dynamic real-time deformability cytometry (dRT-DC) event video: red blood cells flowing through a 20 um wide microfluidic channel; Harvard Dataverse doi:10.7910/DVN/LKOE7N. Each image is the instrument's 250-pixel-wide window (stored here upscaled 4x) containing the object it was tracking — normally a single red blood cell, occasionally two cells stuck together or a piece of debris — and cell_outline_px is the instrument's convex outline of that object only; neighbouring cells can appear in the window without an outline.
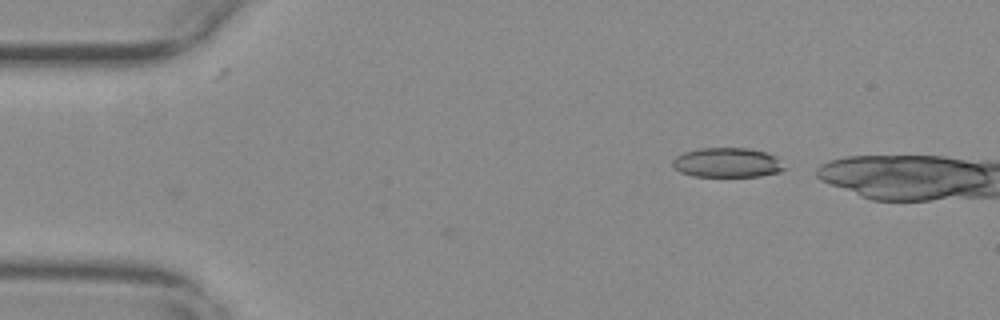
{"species": "common noctule bat (a hibernating species)", "species_latin": "Nyctalus noctula", "temperature_condition": "warm", "stored_images_in_passage": 5, "camera_frame_rate_fps": 3000, "um_per_image_px": 0.085, "animal": {"sex": "female", "body_mass_g": 29.2, "forearm_length_mm": 56.3}, "frame": {"image": 1, "passage_image": 1, "time_ms": 0.0, "image_size_px": [1000, 320], "cell_outline_px": [[788, 168], [780, 172], [760, 176], [692, 176], [680, 172], [672, 164], [672, 160], [676, 156], [684, 152], [700, 148], [748, 148], [768, 152], [776, 156]], "centroid_in_image_um": [61.86, 13.82], "position_along_channel_um": 23.1, "area_um2": 19.48}}